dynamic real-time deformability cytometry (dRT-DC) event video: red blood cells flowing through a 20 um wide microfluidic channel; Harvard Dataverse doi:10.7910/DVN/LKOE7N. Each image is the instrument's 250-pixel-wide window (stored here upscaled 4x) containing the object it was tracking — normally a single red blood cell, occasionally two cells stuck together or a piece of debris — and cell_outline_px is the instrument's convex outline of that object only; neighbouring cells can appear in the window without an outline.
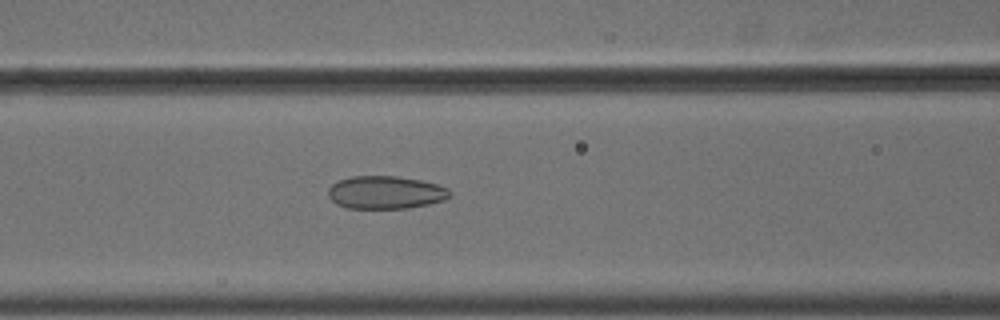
{"species": "common noctule bat (a hibernating species)", "species_latin": "Nyctalus noctula", "temperature_condition": "cold", "stored_images_in_passage": 51, "camera_frame_rate_fps": 3000, "um_per_image_px": 0.085, "animal": {"sex": "male", "body_mass_g": 18.8}, "frame": {"image": 1, "passage_image": 20, "time_ms": 6.333, "image_size_px": [1000, 320], "cell_outline_px": [[452, 192], [444, 200], [428, 204], [408, 208], [348, 208], [336, 204], [328, 196], [328, 188], [332, 184], [340, 180], [352, 176], [396, 176], [420, 180], [436, 184], [448, 188]], "centroid_in_image_um": [32.76, 16.35], "position_along_channel_um": 133.8, "area_um2": 23.24}}
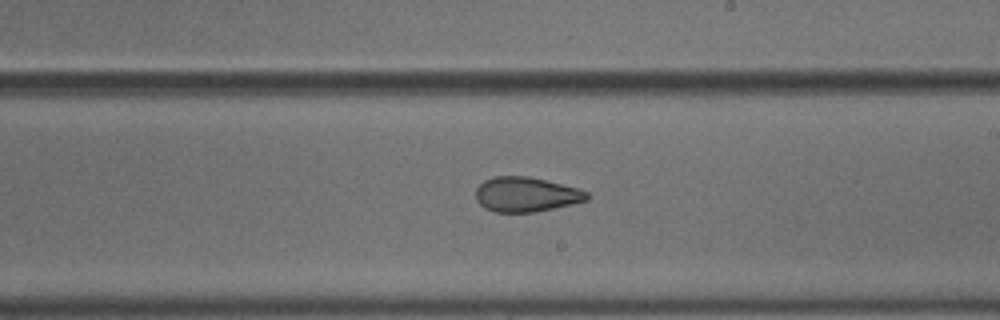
{"frame": {"image": 2, "passage_image": 29, "time_ms": 9.333, "image_size_px": [1000, 320], "cell_outline_px": [[588, 200], [572, 204], [536, 212], [496, 212], [484, 208], [476, 200], [476, 188], [484, 180], [492, 176], [528, 176], [576, 188], [588, 192]], "centroid_in_image_um": [44.68, 16.53], "position_along_channel_um": 244.3, "area_um2": 22.43}}
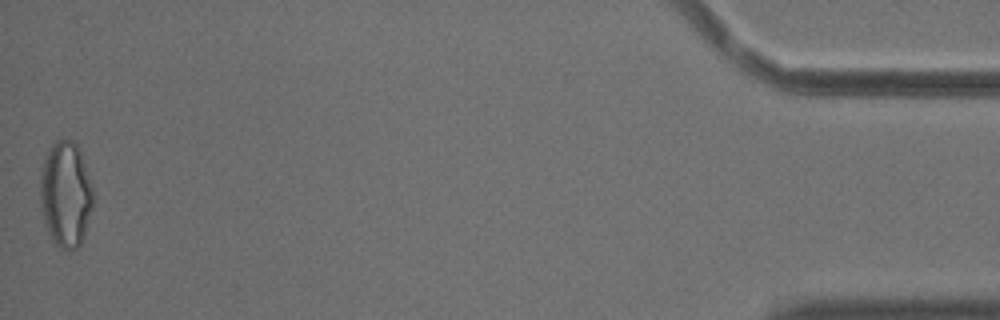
{"frame": {"image": 3, "passage_image": 51, "time_ms": 16.667, "image_size_px": [1000, 320], "cell_outline_px": [[96, 196], [84, 236], [80, 244], [76, 248], [68, 252], [60, 248], [56, 244], [48, 232], [44, 220], [40, 204], [40, 176], [44, 160], [52, 144], [56, 140], [68, 136], [76, 144], [80, 152]], "centroid_in_image_um": [5.6, 16.51], "position_along_channel_um": 429.6, "area_um2": 33.0}, "authors_computed_cell_mechanics": {"area_um2": 25.8366, "velocity_mm_per_s": 3.6838, "shape_relaxation_time_tau1_ms": 9.4337, "shape_relaxation_time_tau2_ms": 2.1844, "deformation_change_tau1": 0.1498, "deformation_change_tau2": 0.0814}}